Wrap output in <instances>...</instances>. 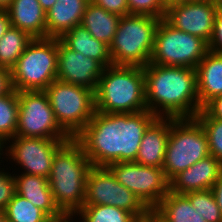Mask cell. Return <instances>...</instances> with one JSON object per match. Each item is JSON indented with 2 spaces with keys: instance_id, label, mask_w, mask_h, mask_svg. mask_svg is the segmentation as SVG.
<instances>
[{
  "instance_id": "1",
  "label": "cell",
  "mask_w": 222,
  "mask_h": 222,
  "mask_svg": "<svg viewBox=\"0 0 222 222\" xmlns=\"http://www.w3.org/2000/svg\"><path fill=\"white\" fill-rule=\"evenodd\" d=\"M156 118L148 110L126 114L95 111L75 139L92 166L108 167L113 163L135 162L142 137Z\"/></svg>"
},
{
  "instance_id": "2",
  "label": "cell",
  "mask_w": 222,
  "mask_h": 222,
  "mask_svg": "<svg viewBox=\"0 0 222 222\" xmlns=\"http://www.w3.org/2000/svg\"><path fill=\"white\" fill-rule=\"evenodd\" d=\"M143 71L149 112L173 118H194L200 112L196 69L148 63Z\"/></svg>"
},
{
  "instance_id": "3",
  "label": "cell",
  "mask_w": 222,
  "mask_h": 222,
  "mask_svg": "<svg viewBox=\"0 0 222 222\" xmlns=\"http://www.w3.org/2000/svg\"><path fill=\"white\" fill-rule=\"evenodd\" d=\"M91 168V162L75 138L66 141L56 151L48 183L61 212L83 207L86 179Z\"/></svg>"
},
{
  "instance_id": "4",
  "label": "cell",
  "mask_w": 222,
  "mask_h": 222,
  "mask_svg": "<svg viewBox=\"0 0 222 222\" xmlns=\"http://www.w3.org/2000/svg\"><path fill=\"white\" fill-rule=\"evenodd\" d=\"M143 67H105L94 92L95 111L126 114L147 110Z\"/></svg>"
},
{
  "instance_id": "5",
  "label": "cell",
  "mask_w": 222,
  "mask_h": 222,
  "mask_svg": "<svg viewBox=\"0 0 222 222\" xmlns=\"http://www.w3.org/2000/svg\"><path fill=\"white\" fill-rule=\"evenodd\" d=\"M160 20L145 15L122 16L109 46L112 65L145 67L150 63Z\"/></svg>"
},
{
  "instance_id": "6",
  "label": "cell",
  "mask_w": 222,
  "mask_h": 222,
  "mask_svg": "<svg viewBox=\"0 0 222 222\" xmlns=\"http://www.w3.org/2000/svg\"><path fill=\"white\" fill-rule=\"evenodd\" d=\"M58 38H33L11 68L12 88L44 91L57 79Z\"/></svg>"
},
{
  "instance_id": "7",
  "label": "cell",
  "mask_w": 222,
  "mask_h": 222,
  "mask_svg": "<svg viewBox=\"0 0 222 222\" xmlns=\"http://www.w3.org/2000/svg\"><path fill=\"white\" fill-rule=\"evenodd\" d=\"M208 155L207 135L199 121L195 117H170V133L162 168L168 180Z\"/></svg>"
},
{
  "instance_id": "8",
  "label": "cell",
  "mask_w": 222,
  "mask_h": 222,
  "mask_svg": "<svg viewBox=\"0 0 222 222\" xmlns=\"http://www.w3.org/2000/svg\"><path fill=\"white\" fill-rule=\"evenodd\" d=\"M56 121L75 138L95 113L94 91L56 79L45 90Z\"/></svg>"
},
{
  "instance_id": "9",
  "label": "cell",
  "mask_w": 222,
  "mask_h": 222,
  "mask_svg": "<svg viewBox=\"0 0 222 222\" xmlns=\"http://www.w3.org/2000/svg\"><path fill=\"white\" fill-rule=\"evenodd\" d=\"M209 51V44L197 36L178 30L161 19L156 32L150 63L196 69Z\"/></svg>"
},
{
  "instance_id": "10",
  "label": "cell",
  "mask_w": 222,
  "mask_h": 222,
  "mask_svg": "<svg viewBox=\"0 0 222 222\" xmlns=\"http://www.w3.org/2000/svg\"><path fill=\"white\" fill-rule=\"evenodd\" d=\"M18 100L16 136L71 139L56 121L45 91H20Z\"/></svg>"
},
{
  "instance_id": "11",
  "label": "cell",
  "mask_w": 222,
  "mask_h": 222,
  "mask_svg": "<svg viewBox=\"0 0 222 222\" xmlns=\"http://www.w3.org/2000/svg\"><path fill=\"white\" fill-rule=\"evenodd\" d=\"M68 140L15 136L1 147L0 156L22 173L49 178L54 154Z\"/></svg>"
},
{
  "instance_id": "12",
  "label": "cell",
  "mask_w": 222,
  "mask_h": 222,
  "mask_svg": "<svg viewBox=\"0 0 222 222\" xmlns=\"http://www.w3.org/2000/svg\"><path fill=\"white\" fill-rule=\"evenodd\" d=\"M84 205H112L144 219L149 208L119 183L108 167L92 166L86 179Z\"/></svg>"
},
{
  "instance_id": "13",
  "label": "cell",
  "mask_w": 222,
  "mask_h": 222,
  "mask_svg": "<svg viewBox=\"0 0 222 222\" xmlns=\"http://www.w3.org/2000/svg\"><path fill=\"white\" fill-rule=\"evenodd\" d=\"M108 168L116 180L140 198L149 209H154L170 191V181L160 167L119 162L110 164Z\"/></svg>"
},
{
  "instance_id": "14",
  "label": "cell",
  "mask_w": 222,
  "mask_h": 222,
  "mask_svg": "<svg viewBox=\"0 0 222 222\" xmlns=\"http://www.w3.org/2000/svg\"><path fill=\"white\" fill-rule=\"evenodd\" d=\"M217 7L211 0H190L166 8L164 20L172 27L205 40L212 38Z\"/></svg>"
},
{
  "instance_id": "15",
  "label": "cell",
  "mask_w": 222,
  "mask_h": 222,
  "mask_svg": "<svg viewBox=\"0 0 222 222\" xmlns=\"http://www.w3.org/2000/svg\"><path fill=\"white\" fill-rule=\"evenodd\" d=\"M104 69L99 61L71 50L58 38V80L83 86L95 92Z\"/></svg>"
},
{
  "instance_id": "16",
  "label": "cell",
  "mask_w": 222,
  "mask_h": 222,
  "mask_svg": "<svg viewBox=\"0 0 222 222\" xmlns=\"http://www.w3.org/2000/svg\"><path fill=\"white\" fill-rule=\"evenodd\" d=\"M222 171V164L212 155L194 163L170 181V191L185 195L189 192L209 190Z\"/></svg>"
},
{
  "instance_id": "17",
  "label": "cell",
  "mask_w": 222,
  "mask_h": 222,
  "mask_svg": "<svg viewBox=\"0 0 222 222\" xmlns=\"http://www.w3.org/2000/svg\"><path fill=\"white\" fill-rule=\"evenodd\" d=\"M170 133V117H157L146 129L135 163L163 168Z\"/></svg>"
},
{
  "instance_id": "18",
  "label": "cell",
  "mask_w": 222,
  "mask_h": 222,
  "mask_svg": "<svg viewBox=\"0 0 222 222\" xmlns=\"http://www.w3.org/2000/svg\"><path fill=\"white\" fill-rule=\"evenodd\" d=\"M16 182V193L29 200L34 206L42 210L49 218H56L61 211L55 204L48 178L21 173L13 169Z\"/></svg>"
},
{
  "instance_id": "19",
  "label": "cell",
  "mask_w": 222,
  "mask_h": 222,
  "mask_svg": "<svg viewBox=\"0 0 222 222\" xmlns=\"http://www.w3.org/2000/svg\"><path fill=\"white\" fill-rule=\"evenodd\" d=\"M90 0H57L46 11L47 37L61 38L67 31L80 25Z\"/></svg>"
},
{
  "instance_id": "20",
  "label": "cell",
  "mask_w": 222,
  "mask_h": 222,
  "mask_svg": "<svg viewBox=\"0 0 222 222\" xmlns=\"http://www.w3.org/2000/svg\"><path fill=\"white\" fill-rule=\"evenodd\" d=\"M11 26L32 38H46V11L38 0H13L7 9Z\"/></svg>"
},
{
  "instance_id": "21",
  "label": "cell",
  "mask_w": 222,
  "mask_h": 222,
  "mask_svg": "<svg viewBox=\"0 0 222 222\" xmlns=\"http://www.w3.org/2000/svg\"><path fill=\"white\" fill-rule=\"evenodd\" d=\"M197 92L202 108L207 102L222 95V54L208 51L196 67Z\"/></svg>"
},
{
  "instance_id": "22",
  "label": "cell",
  "mask_w": 222,
  "mask_h": 222,
  "mask_svg": "<svg viewBox=\"0 0 222 222\" xmlns=\"http://www.w3.org/2000/svg\"><path fill=\"white\" fill-rule=\"evenodd\" d=\"M59 39L71 50L99 61L104 67L112 65L109 46L94 38L81 24L67 31Z\"/></svg>"
},
{
  "instance_id": "23",
  "label": "cell",
  "mask_w": 222,
  "mask_h": 222,
  "mask_svg": "<svg viewBox=\"0 0 222 222\" xmlns=\"http://www.w3.org/2000/svg\"><path fill=\"white\" fill-rule=\"evenodd\" d=\"M121 16L108 12L89 2L82 17L81 25L97 40L110 46L116 33Z\"/></svg>"
},
{
  "instance_id": "24",
  "label": "cell",
  "mask_w": 222,
  "mask_h": 222,
  "mask_svg": "<svg viewBox=\"0 0 222 222\" xmlns=\"http://www.w3.org/2000/svg\"><path fill=\"white\" fill-rule=\"evenodd\" d=\"M154 209L168 222H206L185 195L171 191Z\"/></svg>"
},
{
  "instance_id": "25",
  "label": "cell",
  "mask_w": 222,
  "mask_h": 222,
  "mask_svg": "<svg viewBox=\"0 0 222 222\" xmlns=\"http://www.w3.org/2000/svg\"><path fill=\"white\" fill-rule=\"evenodd\" d=\"M32 39L27 32L10 26L0 39V66L11 70Z\"/></svg>"
},
{
  "instance_id": "26",
  "label": "cell",
  "mask_w": 222,
  "mask_h": 222,
  "mask_svg": "<svg viewBox=\"0 0 222 222\" xmlns=\"http://www.w3.org/2000/svg\"><path fill=\"white\" fill-rule=\"evenodd\" d=\"M18 92L12 89L0 96V148L16 136L18 120Z\"/></svg>"
},
{
  "instance_id": "27",
  "label": "cell",
  "mask_w": 222,
  "mask_h": 222,
  "mask_svg": "<svg viewBox=\"0 0 222 222\" xmlns=\"http://www.w3.org/2000/svg\"><path fill=\"white\" fill-rule=\"evenodd\" d=\"M7 222H46L50 218L29 200L15 194L4 209Z\"/></svg>"
},
{
  "instance_id": "28",
  "label": "cell",
  "mask_w": 222,
  "mask_h": 222,
  "mask_svg": "<svg viewBox=\"0 0 222 222\" xmlns=\"http://www.w3.org/2000/svg\"><path fill=\"white\" fill-rule=\"evenodd\" d=\"M89 222H138L139 219L126 210L112 205H83L80 209Z\"/></svg>"
},
{
  "instance_id": "29",
  "label": "cell",
  "mask_w": 222,
  "mask_h": 222,
  "mask_svg": "<svg viewBox=\"0 0 222 222\" xmlns=\"http://www.w3.org/2000/svg\"><path fill=\"white\" fill-rule=\"evenodd\" d=\"M195 118L206 132L210 155L222 164V120L210 117L203 109Z\"/></svg>"
},
{
  "instance_id": "30",
  "label": "cell",
  "mask_w": 222,
  "mask_h": 222,
  "mask_svg": "<svg viewBox=\"0 0 222 222\" xmlns=\"http://www.w3.org/2000/svg\"><path fill=\"white\" fill-rule=\"evenodd\" d=\"M185 196L206 222H222V215L211 189L189 192Z\"/></svg>"
},
{
  "instance_id": "31",
  "label": "cell",
  "mask_w": 222,
  "mask_h": 222,
  "mask_svg": "<svg viewBox=\"0 0 222 222\" xmlns=\"http://www.w3.org/2000/svg\"><path fill=\"white\" fill-rule=\"evenodd\" d=\"M129 14L164 19L166 7L162 0H127Z\"/></svg>"
},
{
  "instance_id": "32",
  "label": "cell",
  "mask_w": 222,
  "mask_h": 222,
  "mask_svg": "<svg viewBox=\"0 0 222 222\" xmlns=\"http://www.w3.org/2000/svg\"><path fill=\"white\" fill-rule=\"evenodd\" d=\"M0 158V165L1 163L4 164V161ZM5 170V166L1 168L0 166V210H4L9 201L14 197L16 194V182L14 175L10 170Z\"/></svg>"
},
{
  "instance_id": "33",
  "label": "cell",
  "mask_w": 222,
  "mask_h": 222,
  "mask_svg": "<svg viewBox=\"0 0 222 222\" xmlns=\"http://www.w3.org/2000/svg\"><path fill=\"white\" fill-rule=\"evenodd\" d=\"M90 2L102 7L104 10L119 16L129 15L127 0H90Z\"/></svg>"
},
{
  "instance_id": "34",
  "label": "cell",
  "mask_w": 222,
  "mask_h": 222,
  "mask_svg": "<svg viewBox=\"0 0 222 222\" xmlns=\"http://www.w3.org/2000/svg\"><path fill=\"white\" fill-rule=\"evenodd\" d=\"M209 50L222 54V10H218L215 18L213 34L209 42Z\"/></svg>"
},
{
  "instance_id": "35",
  "label": "cell",
  "mask_w": 222,
  "mask_h": 222,
  "mask_svg": "<svg viewBox=\"0 0 222 222\" xmlns=\"http://www.w3.org/2000/svg\"><path fill=\"white\" fill-rule=\"evenodd\" d=\"M202 109L212 118L222 120V95L207 102Z\"/></svg>"
},
{
  "instance_id": "36",
  "label": "cell",
  "mask_w": 222,
  "mask_h": 222,
  "mask_svg": "<svg viewBox=\"0 0 222 222\" xmlns=\"http://www.w3.org/2000/svg\"><path fill=\"white\" fill-rule=\"evenodd\" d=\"M10 70L0 66V96L12 90Z\"/></svg>"
},
{
  "instance_id": "37",
  "label": "cell",
  "mask_w": 222,
  "mask_h": 222,
  "mask_svg": "<svg viewBox=\"0 0 222 222\" xmlns=\"http://www.w3.org/2000/svg\"><path fill=\"white\" fill-rule=\"evenodd\" d=\"M59 217L61 219V222H78L80 219L81 220L79 222H89L88 218L81 210L62 211ZM75 218L78 220H76Z\"/></svg>"
},
{
  "instance_id": "38",
  "label": "cell",
  "mask_w": 222,
  "mask_h": 222,
  "mask_svg": "<svg viewBox=\"0 0 222 222\" xmlns=\"http://www.w3.org/2000/svg\"><path fill=\"white\" fill-rule=\"evenodd\" d=\"M211 190L222 215V171Z\"/></svg>"
},
{
  "instance_id": "39",
  "label": "cell",
  "mask_w": 222,
  "mask_h": 222,
  "mask_svg": "<svg viewBox=\"0 0 222 222\" xmlns=\"http://www.w3.org/2000/svg\"><path fill=\"white\" fill-rule=\"evenodd\" d=\"M11 26L7 10H0V39Z\"/></svg>"
},
{
  "instance_id": "40",
  "label": "cell",
  "mask_w": 222,
  "mask_h": 222,
  "mask_svg": "<svg viewBox=\"0 0 222 222\" xmlns=\"http://www.w3.org/2000/svg\"><path fill=\"white\" fill-rule=\"evenodd\" d=\"M144 219L147 222H168L155 209H149Z\"/></svg>"
},
{
  "instance_id": "41",
  "label": "cell",
  "mask_w": 222,
  "mask_h": 222,
  "mask_svg": "<svg viewBox=\"0 0 222 222\" xmlns=\"http://www.w3.org/2000/svg\"><path fill=\"white\" fill-rule=\"evenodd\" d=\"M188 1H190V0H162L164 6L166 8H169V7L177 5V4H182V3H185Z\"/></svg>"
},
{
  "instance_id": "42",
  "label": "cell",
  "mask_w": 222,
  "mask_h": 222,
  "mask_svg": "<svg viewBox=\"0 0 222 222\" xmlns=\"http://www.w3.org/2000/svg\"><path fill=\"white\" fill-rule=\"evenodd\" d=\"M41 7L47 11L48 9H50L54 3L57 1V0H38Z\"/></svg>"
},
{
  "instance_id": "43",
  "label": "cell",
  "mask_w": 222,
  "mask_h": 222,
  "mask_svg": "<svg viewBox=\"0 0 222 222\" xmlns=\"http://www.w3.org/2000/svg\"><path fill=\"white\" fill-rule=\"evenodd\" d=\"M13 0H0V10H7Z\"/></svg>"
},
{
  "instance_id": "44",
  "label": "cell",
  "mask_w": 222,
  "mask_h": 222,
  "mask_svg": "<svg viewBox=\"0 0 222 222\" xmlns=\"http://www.w3.org/2000/svg\"><path fill=\"white\" fill-rule=\"evenodd\" d=\"M218 10H222V0H211Z\"/></svg>"
},
{
  "instance_id": "45",
  "label": "cell",
  "mask_w": 222,
  "mask_h": 222,
  "mask_svg": "<svg viewBox=\"0 0 222 222\" xmlns=\"http://www.w3.org/2000/svg\"><path fill=\"white\" fill-rule=\"evenodd\" d=\"M0 222H7L4 210H0Z\"/></svg>"
},
{
  "instance_id": "46",
  "label": "cell",
  "mask_w": 222,
  "mask_h": 222,
  "mask_svg": "<svg viewBox=\"0 0 222 222\" xmlns=\"http://www.w3.org/2000/svg\"><path fill=\"white\" fill-rule=\"evenodd\" d=\"M46 222H61V219H60V217L50 218V219L47 220Z\"/></svg>"
},
{
  "instance_id": "47",
  "label": "cell",
  "mask_w": 222,
  "mask_h": 222,
  "mask_svg": "<svg viewBox=\"0 0 222 222\" xmlns=\"http://www.w3.org/2000/svg\"><path fill=\"white\" fill-rule=\"evenodd\" d=\"M138 222H147L145 219L139 220Z\"/></svg>"
}]
</instances>
